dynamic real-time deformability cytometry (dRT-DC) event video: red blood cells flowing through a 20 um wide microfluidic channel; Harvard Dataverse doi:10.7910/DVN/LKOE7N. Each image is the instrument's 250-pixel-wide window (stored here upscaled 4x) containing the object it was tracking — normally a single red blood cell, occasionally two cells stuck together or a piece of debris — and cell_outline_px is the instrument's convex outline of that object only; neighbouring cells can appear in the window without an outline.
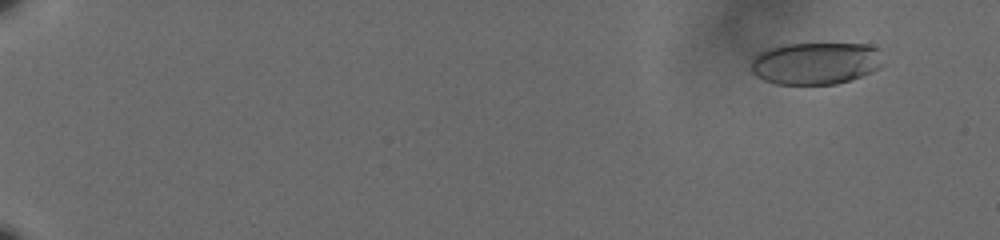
{"species": "human", "species_latin": "Homo sapiens", "temperature_condition": "cold", "stored_images_in_passage": 62, "camera_frame_rate_fps": 3000, "um_per_image_px": 0.085, "donor": {"sex": "male"}, "frame": {"image": 1, "passage_image": 6, "time_ms": 1.667, "image_size_px": [1000, 240], "cell_outline_px": [[884, 64], [880, 68], [860, 76], [836, 84], [776, 84], [764, 80], [756, 76], [752, 72], [752, 56], [768, 48], [784, 44], [868, 44], [876, 48]], "centroid_in_image_um": [69.3, 5.37], "position_along_channel_um": 15.7, "area_um2": 32.43}}
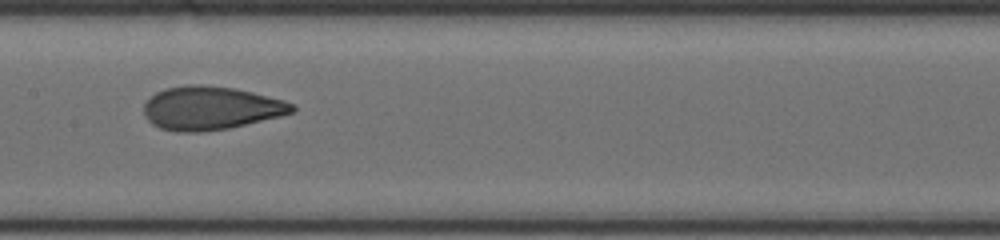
{"frame": {"image": 2, "passage_image": 36, "time_ms": 11.667, "image_size_px": [1000, 240], "cell_outline_px": [[296, 112], [280, 116], [228, 128], [200, 132], [176, 132], [160, 128], [152, 124], [144, 116], [144, 104], [156, 92], [164, 88], [188, 84], [200, 84], [232, 88], [252, 92], [284, 100], [296, 104]], "centroid_in_image_um": [17.91, 9.19], "position_along_channel_um": 189.5, "area_um2": 37.63}}
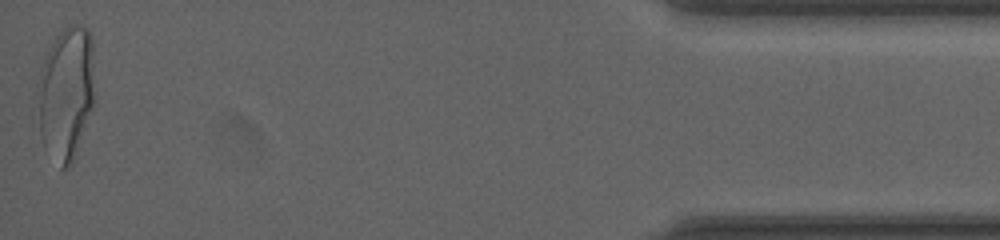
{"frame": {"image": 3, "passage_image": 62, "time_ms": 20.333, "image_size_px": [1000, 240], "cell_outline_px": [[92, 104], [72, 164], [68, 168], [60, 168], [44, 148], [40, 132], [36, 84], [40, 68], [48, 48], [56, 32], [68, 24], [80, 24], [88, 28], [92, 36]], "centroid_in_image_um": [5.56, 7.85], "position_along_channel_um": 429.6, "area_um2": 44.51}, "authors_computed_cell_mechanics": {"area_um2": 36.3562, "velocity_mm_per_s": 3.5901, "shape_relaxation_time_tau1_ms": 5.8526, "shape_relaxation_time_tau2_ms": 0.8736, "deformation_change_tau1": 0.1868, "deformation_change_tau2": 0.0676}}